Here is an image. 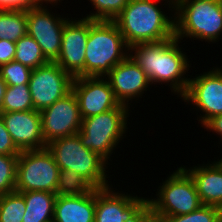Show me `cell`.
Wrapping results in <instances>:
<instances>
[{"label": "cell", "mask_w": 222, "mask_h": 222, "mask_svg": "<svg viewBox=\"0 0 222 222\" xmlns=\"http://www.w3.org/2000/svg\"><path fill=\"white\" fill-rule=\"evenodd\" d=\"M180 43L181 40L173 37L129 47V57L146 73L151 85L158 87L157 84H166L178 98H181L188 88L190 75L187 73L192 65Z\"/></svg>", "instance_id": "cell-1"}, {"label": "cell", "mask_w": 222, "mask_h": 222, "mask_svg": "<svg viewBox=\"0 0 222 222\" xmlns=\"http://www.w3.org/2000/svg\"><path fill=\"white\" fill-rule=\"evenodd\" d=\"M158 2L161 1L156 4V0H130L113 20L129 47L175 37V10L165 13Z\"/></svg>", "instance_id": "cell-2"}, {"label": "cell", "mask_w": 222, "mask_h": 222, "mask_svg": "<svg viewBox=\"0 0 222 222\" xmlns=\"http://www.w3.org/2000/svg\"><path fill=\"white\" fill-rule=\"evenodd\" d=\"M129 56V46L113 21L96 20L89 27L84 77H105Z\"/></svg>", "instance_id": "cell-3"}, {"label": "cell", "mask_w": 222, "mask_h": 222, "mask_svg": "<svg viewBox=\"0 0 222 222\" xmlns=\"http://www.w3.org/2000/svg\"><path fill=\"white\" fill-rule=\"evenodd\" d=\"M174 13L177 39H198L209 44L222 39L221 0H176Z\"/></svg>", "instance_id": "cell-4"}, {"label": "cell", "mask_w": 222, "mask_h": 222, "mask_svg": "<svg viewBox=\"0 0 222 222\" xmlns=\"http://www.w3.org/2000/svg\"><path fill=\"white\" fill-rule=\"evenodd\" d=\"M46 148L60 170L75 171L95 189H104L112 185L111 181L107 180L111 172L106 171L110 164L98 153L85 148L77 134L57 138L49 142Z\"/></svg>", "instance_id": "cell-5"}, {"label": "cell", "mask_w": 222, "mask_h": 222, "mask_svg": "<svg viewBox=\"0 0 222 222\" xmlns=\"http://www.w3.org/2000/svg\"><path fill=\"white\" fill-rule=\"evenodd\" d=\"M129 111L130 107L120 103L109 111L82 119L80 131L77 133L82 145L98 153L110 164L111 155L115 154L114 150L126 137L127 126L130 125Z\"/></svg>", "instance_id": "cell-6"}, {"label": "cell", "mask_w": 222, "mask_h": 222, "mask_svg": "<svg viewBox=\"0 0 222 222\" xmlns=\"http://www.w3.org/2000/svg\"><path fill=\"white\" fill-rule=\"evenodd\" d=\"M169 173L158 186L156 198H147L152 216L185 215L202 206L195 182L182 165Z\"/></svg>", "instance_id": "cell-7"}, {"label": "cell", "mask_w": 222, "mask_h": 222, "mask_svg": "<svg viewBox=\"0 0 222 222\" xmlns=\"http://www.w3.org/2000/svg\"><path fill=\"white\" fill-rule=\"evenodd\" d=\"M59 170L47 148L21 151L18 155L15 191L56 193Z\"/></svg>", "instance_id": "cell-8"}, {"label": "cell", "mask_w": 222, "mask_h": 222, "mask_svg": "<svg viewBox=\"0 0 222 222\" xmlns=\"http://www.w3.org/2000/svg\"><path fill=\"white\" fill-rule=\"evenodd\" d=\"M209 70L196 74L195 77L191 75L188 88L180 98L186 105L194 106L196 115L201 112L197 115L200 125L211 117L222 114V66L216 65Z\"/></svg>", "instance_id": "cell-9"}, {"label": "cell", "mask_w": 222, "mask_h": 222, "mask_svg": "<svg viewBox=\"0 0 222 222\" xmlns=\"http://www.w3.org/2000/svg\"><path fill=\"white\" fill-rule=\"evenodd\" d=\"M47 7L34 5L26 9L27 34L39 44L45 58L55 62L60 54L64 25L72 16L53 13L51 6Z\"/></svg>", "instance_id": "cell-10"}, {"label": "cell", "mask_w": 222, "mask_h": 222, "mask_svg": "<svg viewBox=\"0 0 222 222\" xmlns=\"http://www.w3.org/2000/svg\"><path fill=\"white\" fill-rule=\"evenodd\" d=\"M73 79L55 62L32 69L29 89L34 110L41 112L69 94Z\"/></svg>", "instance_id": "cell-11"}, {"label": "cell", "mask_w": 222, "mask_h": 222, "mask_svg": "<svg viewBox=\"0 0 222 222\" xmlns=\"http://www.w3.org/2000/svg\"><path fill=\"white\" fill-rule=\"evenodd\" d=\"M40 114L42 135L46 144L57 138L76 135L80 131L82 117L73 91L41 111Z\"/></svg>", "instance_id": "cell-12"}, {"label": "cell", "mask_w": 222, "mask_h": 222, "mask_svg": "<svg viewBox=\"0 0 222 222\" xmlns=\"http://www.w3.org/2000/svg\"><path fill=\"white\" fill-rule=\"evenodd\" d=\"M95 21L83 18L82 15V18H71L64 25L60 54L55 63L73 78L84 77L85 48L89 27Z\"/></svg>", "instance_id": "cell-13"}, {"label": "cell", "mask_w": 222, "mask_h": 222, "mask_svg": "<svg viewBox=\"0 0 222 222\" xmlns=\"http://www.w3.org/2000/svg\"><path fill=\"white\" fill-rule=\"evenodd\" d=\"M116 190L96 189L94 222H132L147 207V197Z\"/></svg>", "instance_id": "cell-14"}, {"label": "cell", "mask_w": 222, "mask_h": 222, "mask_svg": "<svg viewBox=\"0 0 222 222\" xmlns=\"http://www.w3.org/2000/svg\"><path fill=\"white\" fill-rule=\"evenodd\" d=\"M72 91L77 97L82 119L109 111L120 104L105 77H75Z\"/></svg>", "instance_id": "cell-15"}, {"label": "cell", "mask_w": 222, "mask_h": 222, "mask_svg": "<svg viewBox=\"0 0 222 222\" xmlns=\"http://www.w3.org/2000/svg\"><path fill=\"white\" fill-rule=\"evenodd\" d=\"M112 88L115 98L128 107L142 98L152 85L146 73L129 56L117 64L105 76ZM138 98V99H137Z\"/></svg>", "instance_id": "cell-16"}, {"label": "cell", "mask_w": 222, "mask_h": 222, "mask_svg": "<svg viewBox=\"0 0 222 222\" xmlns=\"http://www.w3.org/2000/svg\"><path fill=\"white\" fill-rule=\"evenodd\" d=\"M0 116L13 143L20 151L46 148L40 112L36 110L7 112L0 113Z\"/></svg>", "instance_id": "cell-17"}, {"label": "cell", "mask_w": 222, "mask_h": 222, "mask_svg": "<svg viewBox=\"0 0 222 222\" xmlns=\"http://www.w3.org/2000/svg\"><path fill=\"white\" fill-rule=\"evenodd\" d=\"M211 162V163H210ZM198 166H182L193 178L202 205L222 209V158Z\"/></svg>", "instance_id": "cell-18"}, {"label": "cell", "mask_w": 222, "mask_h": 222, "mask_svg": "<svg viewBox=\"0 0 222 222\" xmlns=\"http://www.w3.org/2000/svg\"><path fill=\"white\" fill-rule=\"evenodd\" d=\"M96 189L84 195L57 196L53 222H94Z\"/></svg>", "instance_id": "cell-19"}, {"label": "cell", "mask_w": 222, "mask_h": 222, "mask_svg": "<svg viewBox=\"0 0 222 222\" xmlns=\"http://www.w3.org/2000/svg\"><path fill=\"white\" fill-rule=\"evenodd\" d=\"M26 204L22 222H53L56 193L47 191L20 192Z\"/></svg>", "instance_id": "cell-20"}, {"label": "cell", "mask_w": 222, "mask_h": 222, "mask_svg": "<svg viewBox=\"0 0 222 222\" xmlns=\"http://www.w3.org/2000/svg\"><path fill=\"white\" fill-rule=\"evenodd\" d=\"M27 35L26 9L0 10V39L17 42Z\"/></svg>", "instance_id": "cell-21"}, {"label": "cell", "mask_w": 222, "mask_h": 222, "mask_svg": "<svg viewBox=\"0 0 222 222\" xmlns=\"http://www.w3.org/2000/svg\"><path fill=\"white\" fill-rule=\"evenodd\" d=\"M15 45L16 52L14 61L20 62L31 69H36L37 67H41L49 63L43 55L39 44L28 34L15 42Z\"/></svg>", "instance_id": "cell-22"}, {"label": "cell", "mask_w": 222, "mask_h": 222, "mask_svg": "<svg viewBox=\"0 0 222 222\" xmlns=\"http://www.w3.org/2000/svg\"><path fill=\"white\" fill-rule=\"evenodd\" d=\"M34 110L29 84L7 86L0 113Z\"/></svg>", "instance_id": "cell-23"}, {"label": "cell", "mask_w": 222, "mask_h": 222, "mask_svg": "<svg viewBox=\"0 0 222 222\" xmlns=\"http://www.w3.org/2000/svg\"><path fill=\"white\" fill-rule=\"evenodd\" d=\"M95 188L75 171L59 170L56 186L57 196H78L92 192Z\"/></svg>", "instance_id": "cell-24"}, {"label": "cell", "mask_w": 222, "mask_h": 222, "mask_svg": "<svg viewBox=\"0 0 222 222\" xmlns=\"http://www.w3.org/2000/svg\"><path fill=\"white\" fill-rule=\"evenodd\" d=\"M155 222H222V209L202 205L195 211L177 216H153Z\"/></svg>", "instance_id": "cell-25"}, {"label": "cell", "mask_w": 222, "mask_h": 222, "mask_svg": "<svg viewBox=\"0 0 222 222\" xmlns=\"http://www.w3.org/2000/svg\"><path fill=\"white\" fill-rule=\"evenodd\" d=\"M25 210L26 204L20 192L0 196V222H22Z\"/></svg>", "instance_id": "cell-26"}, {"label": "cell", "mask_w": 222, "mask_h": 222, "mask_svg": "<svg viewBox=\"0 0 222 222\" xmlns=\"http://www.w3.org/2000/svg\"><path fill=\"white\" fill-rule=\"evenodd\" d=\"M92 8L83 18L91 20L113 21L122 10L128 5L130 0H88Z\"/></svg>", "instance_id": "cell-27"}, {"label": "cell", "mask_w": 222, "mask_h": 222, "mask_svg": "<svg viewBox=\"0 0 222 222\" xmlns=\"http://www.w3.org/2000/svg\"><path fill=\"white\" fill-rule=\"evenodd\" d=\"M18 155H0V196L15 191Z\"/></svg>", "instance_id": "cell-28"}, {"label": "cell", "mask_w": 222, "mask_h": 222, "mask_svg": "<svg viewBox=\"0 0 222 222\" xmlns=\"http://www.w3.org/2000/svg\"><path fill=\"white\" fill-rule=\"evenodd\" d=\"M32 69L17 61L0 65V76L7 86L29 84Z\"/></svg>", "instance_id": "cell-29"}, {"label": "cell", "mask_w": 222, "mask_h": 222, "mask_svg": "<svg viewBox=\"0 0 222 222\" xmlns=\"http://www.w3.org/2000/svg\"><path fill=\"white\" fill-rule=\"evenodd\" d=\"M20 152L13 143L11 135L0 116V155H19Z\"/></svg>", "instance_id": "cell-30"}, {"label": "cell", "mask_w": 222, "mask_h": 222, "mask_svg": "<svg viewBox=\"0 0 222 222\" xmlns=\"http://www.w3.org/2000/svg\"><path fill=\"white\" fill-rule=\"evenodd\" d=\"M15 52V42L0 39V65L13 61Z\"/></svg>", "instance_id": "cell-31"}, {"label": "cell", "mask_w": 222, "mask_h": 222, "mask_svg": "<svg viewBox=\"0 0 222 222\" xmlns=\"http://www.w3.org/2000/svg\"><path fill=\"white\" fill-rule=\"evenodd\" d=\"M34 6V0H0V10H20Z\"/></svg>", "instance_id": "cell-32"}, {"label": "cell", "mask_w": 222, "mask_h": 222, "mask_svg": "<svg viewBox=\"0 0 222 222\" xmlns=\"http://www.w3.org/2000/svg\"><path fill=\"white\" fill-rule=\"evenodd\" d=\"M201 127H204L207 131L214 133H217L215 135H218L221 140L222 144V114L216 115L208 119Z\"/></svg>", "instance_id": "cell-33"}, {"label": "cell", "mask_w": 222, "mask_h": 222, "mask_svg": "<svg viewBox=\"0 0 222 222\" xmlns=\"http://www.w3.org/2000/svg\"><path fill=\"white\" fill-rule=\"evenodd\" d=\"M132 222H155L148 206Z\"/></svg>", "instance_id": "cell-34"}, {"label": "cell", "mask_w": 222, "mask_h": 222, "mask_svg": "<svg viewBox=\"0 0 222 222\" xmlns=\"http://www.w3.org/2000/svg\"><path fill=\"white\" fill-rule=\"evenodd\" d=\"M62 1L64 0H34V5L35 6H47L48 4H51L52 8L57 6L58 3L60 5V3H62ZM47 5H45V4Z\"/></svg>", "instance_id": "cell-35"}, {"label": "cell", "mask_w": 222, "mask_h": 222, "mask_svg": "<svg viewBox=\"0 0 222 222\" xmlns=\"http://www.w3.org/2000/svg\"><path fill=\"white\" fill-rule=\"evenodd\" d=\"M6 88H7V84L3 81V79L0 76V110L3 103Z\"/></svg>", "instance_id": "cell-36"}, {"label": "cell", "mask_w": 222, "mask_h": 222, "mask_svg": "<svg viewBox=\"0 0 222 222\" xmlns=\"http://www.w3.org/2000/svg\"><path fill=\"white\" fill-rule=\"evenodd\" d=\"M161 1H163V2L165 1L164 4H163V2H161L162 7L165 5L164 8L166 6H168V8H171V9H168L169 12L171 10H175V2H176V0H161Z\"/></svg>", "instance_id": "cell-37"}]
</instances>
